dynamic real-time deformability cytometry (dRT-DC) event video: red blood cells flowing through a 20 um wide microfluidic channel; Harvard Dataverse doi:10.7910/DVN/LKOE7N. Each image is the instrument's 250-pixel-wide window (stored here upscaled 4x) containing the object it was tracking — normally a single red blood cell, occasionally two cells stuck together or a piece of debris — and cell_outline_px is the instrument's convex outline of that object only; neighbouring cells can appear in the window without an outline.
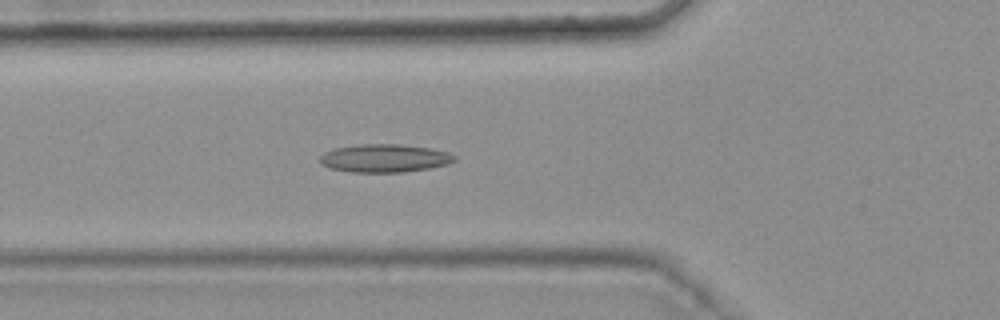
{"species": "common noctule bat (a hibernating species)", "species_latin": "Nyctalus noctula", "temperature_condition": "warm", "stored_images_in_passage": 44, "camera_frame_rate_fps": 3000, "um_per_image_px": 0.085, "animal": {"sex": "female", "body_mass_g": 25.1}, "frame": {"image": 1, "passage_image": 17, "time_ms": 5.333, "image_size_px": [1000, 320], "cell_outline_px": [[456, 160], [448, 164], [428, 168], [404, 172], [352, 172], [332, 168], [320, 164], [320, 156], [324, 152], [332, 148], [360, 144], [400, 144], [432, 148], [456, 156]], "centroid_in_image_um": [32.66, 13.44], "position_along_channel_um": 93.1, "area_um2": 22.02}}
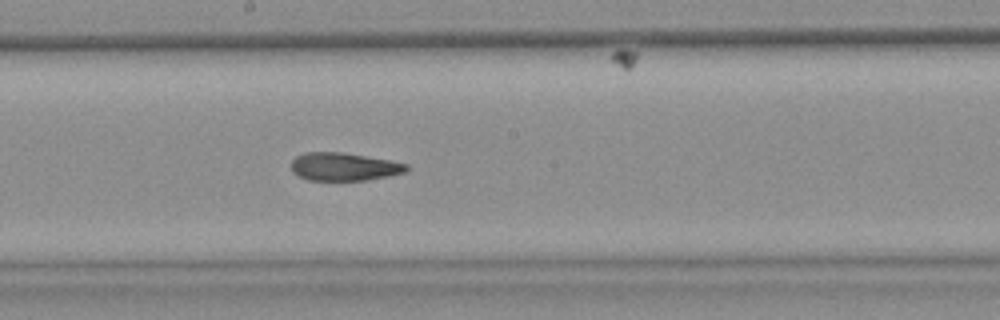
{"frame": {"image": 2, "passage_image": 27, "time_ms": 8.667, "image_size_px": [1000, 320], "cell_outline_px": [[408, 168], [404, 172], [388, 176], [368, 180], [308, 180], [292, 172], [292, 160], [296, 156], [304, 152], [344, 152], [388, 160], [408, 164]], "centroid_in_image_um": [29.22, 14.16], "position_along_channel_um": 219.0, "area_um2": 18.73}}
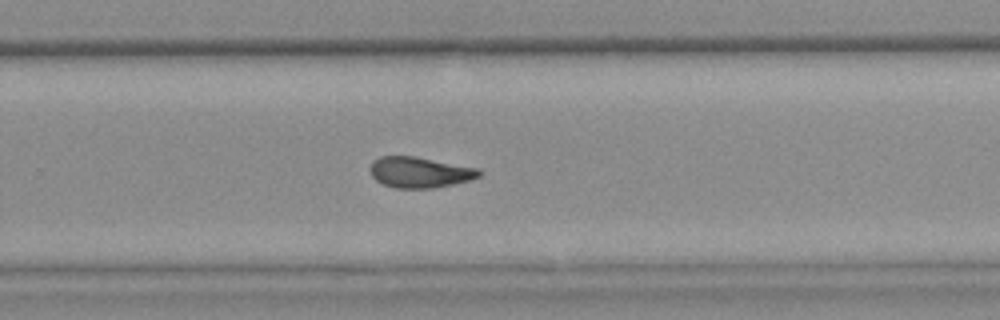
{"frame": {"image": 3, "passage_image": 33, "time_ms": 10.667, "image_size_px": [1000, 320], "cell_outline_px": [[484, 172], [480, 176], [468, 180], [452, 184], [432, 188], [396, 188], [384, 184], [376, 180], [372, 176], [368, 168], [372, 160], [380, 156], [416, 156], [480, 168]], "centroid_in_image_um": [35.67, 14.63], "position_along_channel_um": 294.1, "area_um2": 19.77}, "authors_computed_cell_mechanics": {"area_um2": 19.9121, "velocity_mm_per_s": 3.7672, "shape_relaxation_time_tau1_ms": null, "shape_relaxation_time_tau2_ms": 1.46, "deformation_change_tau1": null, "deformation_change_tau2": 0.0868}}